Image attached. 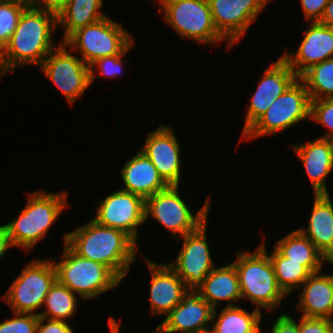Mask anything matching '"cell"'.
Wrapping results in <instances>:
<instances>
[{
    "label": "cell",
    "mask_w": 333,
    "mask_h": 333,
    "mask_svg": "<svg viewBox=\"0 0 333 333\" xmlns=\"http://www.w3.org/2000/svg\"><path fill=\"white\" fill-rule=\"evenodd\" d=\"M80 257L108 267L120 280L136 261V243L123 231L98 224L93 219L63 237Z\"/></svg>",
    "instance_id": "6da1fadb"
},
{
    "label": "cell",
    "mask_w": 333,
    "mask_h": 333,
    "mask_svg": "<svg viewBox=\"0 0 333 333\" xmlns=\"http://www.w3.org/2000/svg\"><path fill=\"white\" fill-rule=\"evenodd\" d=\"M58 28L57 13L47 9L27 7L3 49V59L10 72L16 67L40 65L57 46L52 33Z\"/></svg>",
    "instance_id": "7a4b0ae2"
},
{
    "label": "cell",
    "mask_w": 333,
    "mask_h": 333,
    "mask_svg": "<svg viewBox=\"0 0 333 333\" xmlns=\"http://www.w3.org/2000/svg\"><path fill=\"white\" fill-rule=\"evenodd\" d=\"M61 191H36L28 194V202L20 216L5 224L12 247L32 250L48 229L68 207L67 194Z\"/></svg>",
    "instance_id": "3957f363"
},
{
    "label": "cell",
    "mask_w": 333,
    "mask_h": 333,
    "mask_svg": "<svg viewBox=\"0 0 333 333\" xmlns=\"http://www.w3.org/2000/svg\"><path fill=\"white\" fill-rule=\"evenodd\" d=\"M235 265L242 299L246 298L256 309H276L287 296L279 287L274 269L262 242L254 252H239ZM260 307V308H259Z\"/></svg>",
    "instance_id": "277c9868"
},
{
    "label": "cell",
    "mask_w": 333,
    "mask_h": 333,
    "mask_svg": "<svg viewBox=\"0 0 333 333\" xmlns=\"http://www.w3.org/2000/svg\"><path fill=\"white\" fill-rule=\"evenodd\" d=\"M62 260L54 262L56 279L82 299H92L119 286L121 280L106 266L76 254L64 243Z\"/></svg>",
    "instance_id": "5b68a950"
},
{
    "label": "cell",
    "mask_w": 333,
    "mask_h": 333,
    "mask_svg": "<svg viewBox=\"0 0 333 333\" xmlns=\"http://www.w3.org/2000/svg\"><path fill=\"white\" fill-rule=\"evenodd\" d=\"M310 113L311 98L304 82L298 77L242 134L241 138L252 140L285 131L300 121L309 119Z\"/></svg>",
    "instance_id": "8992f818"
},
{
    "label": "cell",
    "mask_w": 333,
    "mask_h": 333,
    "mask_svg": "<svg viewBox=\"0 0 333 333\" xmlns=\"http://www.w3.org/2000/svg\"><path fill=\"white\" fill-rule=\"evenodd\" d=\"M210 198L207 197L204 205L193 215L187 204L180 198L179 185H169L166 189L145 199V221L152 217L181 239L208 221Z\"/></svg>",
    "instance_id": "52a82bcc"
},
{
    "label": "cell",
    "mask_w": 333,
    "mask_h": 333,
    "mask_svg": "<svg viewBox=\"0 0 333 333\" xmlns=\"http://www.w3.org/2000/svg\"><path fill=\"white\" fill-rule=\"evenodd\" d=\"M160 13L182 38L198 43L215 44L223 41L213 23L207 0H158ZM163 9V10H162Z\"/></svg>",
    "instance_id": "ba28073f"
},
{
    "label": "cell",
    "mask_w": 333,
    "mask_h": 333,
    "mask_svg": "<svg viewBox=\"0 0 333 333\" xmlns=\"http://www.w3.org/2000/svg\"><path fill=\"white\" fill-rule=\"evenodd\" d=\"M133 40L122 24L106 16L78 29L65 43L68 49H79L81 59L89 66L98 58L120 54Z\"/></svg>",
    "instance_id": "9c48e42d"
},
{
    "label": "cell",
    "mask_w": 333,
    "mask_h": 333,
    "mask_svg": "<svg viewBox=\"0 0 333 333\" xmlns=\"http://www.w3.org/2000/svg\"><path fill=\"white\" fill-rule=\"evenodd\" d=\"M56 280L53 261L32 260L11 284L2 298L13 313H31L44 305L46 295Z\"/></svg>",
    "instance_id": "30bf717a"
},
{
    "label": "cell",
    "mask_w": 333,
    "mask_h": 333,
    "mask_svg": "<svg viewBox=\"0 0 333 333\" xmlns=\"http://www.w3.org/2000/svg\"><path fill=\"white\" fill-rule=\"evenodd\" d=\"M67 47L65 42L60 41L43 60L41 70L57 86L67 102L73 105L91 85L90 71L89 66Z\"/></svg>",
    "instance_id": "8fae6325"
},
{
    "label": "cell",
    "mask_w": 333,
    "mask_h": 333,
    "mask_svg": "<svg viewBox=\"0 0 333 333\" xmlns=\"http://www.w3.org/2000/svg\"><path fill=\"white\" fill-rule=\"evenodd\" d=\"M93 218L98 224L126 233L135 243L138 227L145 223V199L118 189L99 201Z\"/></svg>",
    "instance_id": "7c38bea8"
},
{
    "label": "cell",
    "mask_w": 333,
    "mask_h": 333,
    "mask_svg": "<svg viewBox=\"0 0 333 333\" xmlns=\"http://www.w3.org/2000/svg\"><path fill=\"white\" fill-rule=\"evenodd\" d=\"M207 225L206 221L194 232L181 237L184 242L176 262L168 264L185 283L187 290H197L215 268L207 243Z\"/></svg>",
    "instance_id": "4fadbf2b"
},
{
    "label": "cell",
    "mask_w": 333,
    "mask_h": 333,
    "mask_svg": "<svg viewBox=\"0 0 333 333\" xmlns=\"http://www.w3.org/2000/svg\"><path fill=\"white\" fill-rule=\"evenodd\" d=\"M213 23L219 34L227 39L228 48L238 42L258 14L268 3L267 0H207Z\"/></svg>",
    "instance_id": "5bb4252c"
},
{
    "label": "cell",
    "mask_w": 333,
    "mask_h": 333,
    "mask_svg": "<svg viewBox=\"0 0 333 333\" xmlns=\"http://www.w3.org/2000/svg\"><path fill=\"white\" fill-rule=\"evenodd\" d=\"M214 308L197 290H187L176 305L151 333H210ZM209 328V329H208Z\"/></svg>",
    "instance_id": "9a60e30c"
},
{
    "label": "cell",
    "mask_w": 333,
    "mask_h": 333,
    "mask_svg": "<svg viewBox=\"0 0 333 333\" xmlns=\"http://www.w3.org/2000/svg\"><path fill=\"white\" fill-rule=\"evenodd\" d=\"M168 185H179L181 178L180 146L171 126L161 124L147 134L141 149Z\"/></svg>",
    "instance_id": "2e32d148"
},
{
    "label": "cell",
    "mask_w": 333,
    "mask_h": 333,
    "mask_svg": "<svg viewBox=\"0 0 333 333\" xmlns=\"http://www.w3.org/2000/svg\"><path fill=\"white\" fill-rule=\"evenodd\" d=\"M297 78L296 73L282 57L265 69L264 75L259 80L257 89L252 95L242 134L268 110L275 99L283 94Z\"/></svg>",
    "instance_id": "e0dca14e"
},
{
    "label": "cell",
    "mask_w": 333,
    "mask_h": 333,
    "mask_svg": "<svg viewBox=\"0 0 333 333\" xmlns=\"http://www.w3.org/2000/svg\"><path fill=\"white\" fill-rule=\"evenodd\" d=\"M297 52L284 51L281 56L300 77L311 66L333 58V27L311 22Z\"/></svg>",
    "instance_id": "ac0fdd59"
},
{
    "label": "cell",
    "mask_w": 333,
    "mask_h": 333,
    "mask_svg": "<svg viewBox=\"0 0 333 333\" xmlns=\"http://www.w3.org/2000/svg\"><path fill=\"white\" fill-rule=\"evenodd\" d=\"M145 260L151 271L150 311L154 316H166L181 302L182 295L187 291L185 283L167 263Z\"/></svg>",
    "instance_id": "d6986e66"
},
{
    "label": "cell",
    "mask_w": 333,
    "mask_h": 333,
    "mask_svg": "<svg viewBox=\"0 0 333 333\" xmlns=\"http://www.w3.org/2000/svg\"><path fill=\"white\" fill-rule=\"evenodd\" d=\"M293 149L305 167L314 195L329 194L325 181L333 171L331 140L318 137L305 144L294 145Z\"/></svg>",
    "instance_id": "ffe728a7"
},
{
    "label": "cell",
    "mask_w": 333,
    "mask_h": 333,
    "mask_svg": "<svg viewBox=\"0 0 333 333\" xmlns=\"http://www.w3.org/2000/svg\"><path fill=\"white\" fill-rule=\"evenodd\" d=\"M122 190L144 199L166 189L169 185L159 175L151 160L141 151L130 157L121 170Z\"/></svg>",
    "instance_id": "44dd1931"
},
{
    "label": "cell",
    "mask_w": 333,
    "mask_h": 333,
    "mask_svg": "<svg viewBox=\"0 0 333 333\" xmlns=\"http://www.w3.org/2000/svg\"><path fill=\"white\" fill-rule=\"evenodd\" d=\"M302 286L297 306L302 316L333 320V274L312 273Z\"/></svg>",
    "instance_id": "7402d4cb"
},
{
    "label": "cell",
    "mask_w": 333,
    "mask_h": 333,
    "mask_svg": "<svg viewBox=\"0 0 333 333\" xmlns=\"http://www.w3.org/2000/svg\"><path fill=\"white\" fill-rule=\"evenodd\" d=\"M314 197L308 228H299L298 230L329 261L333 259V203L329 194H318Z\"/></svg>",
    "instance_id": "603a6c76"
},
{
    "label": "cell",
    "mask_w": 333,
    "mask_h": 333,
    "mask_svg": "<svg viewBox=\"0 0 333 333\" xmlns=\"http://www.w3.org/2000/svg\"><path fill=\"white\" fill-rule=\"evenodd\" d=\"M197 291L214 309L219 301H229L227 306H235L233 302L242 299L235 265L214 268Z\"/></svg>",
    "instance_id": "cb8c5ba5"
},
{
    "label": "cell",
    "mask_w": 333,
    "mask_h": 333,
    "mask_svg": "<svg viewBox=\"0 0 333 333\" xmlns=\"http://www.w3.org/2000/svg\"><path fill=\"white\" fill-rule=\"evenodd\" d=\"M274 247L290 261L300 262L311 273L319 272L322 270L323 264L328 262L325 256L298 229L277 240Z\"/></svg>",
    "instance_id": "d4e9b609"
},
{
    "label": "cell",
    "mask_w": 333,
    "mask_h": 333,
    "mask_svg": "<svg viewBox=\"0 0 333 333\" xmlns=\"http://www.w3.org/2000/svg\"><path fill=\"white\" fill-rule=\"evenodd\" d=\"M103 0H68L57 13L58 27L65 29V42L78 29L106 17L100 8Z\"/></svg>",
    "instance_id": "484cf974"
},
{
    "label": "cell",
    "mask_w": 333,
    "mask_h": 333,
    "mask_svg": "<svg viewBox=\"0 0 333 333\" xmlns=\"http://www.w3.org/2000/svg\"><path fill=\"white\" fill-rule=\"evenodd\" d=\"M217 308L213 311L210 333H261V311L254 309L248 312L242 307L226 306L217 314ZM260 326V327H259Z\"/></svg>",
    "instance_id": "4316f807"
},
{
    "label": "cell",
    "mask_w": 333,
    "mask_h": 333,
    "mask_svg": "<svg viewBox=\"0 0 333 333\" xmlns=\"http://www.w3.org/2000/svg\"><path fill=\"white\" fill-rule=\"evenodd\" d=\"M76 293L61 284L57 279L51 285L44 305L46 310L37 313L38 316L52 320H62L67 322V319L72 317L77 311Z\"/></svg>",
    "instance_id": "83f0119b"
},
{
    "label": "cell",
    "mask_w": 333,
    "mask_h": 333,
    "mask_svg": "<svg viewBox=\"0 0 333 333\" xmlns=\"http://www.w3.org/2000/svg\"><path fill=\"white\" fill-rule=\"evenodd\" d=\"M268 255L276 275L277 283L286 295L297 288L299 289L312 274L300 262L290 261V259L284 257L276 248H274L272 254Z\"/></svg>",
    "instance_id": "f1b7e54d"
},
{
    "label": "cell",
    "mask_w": 333,
    "mask_h": 333,
    "mask_svg": "<svg viewBox=\"0 0 333 333\" xmlns=\"http://www.w3.org/2000/svg\"><path fill=\"white\" fill-rule=\"evenodd\" d=\"M312 100L333 98V58L311 66L300 77Z\"/></svg>",
    "instance_id": "f546056e"
},
{
    "label": "cell",
    "mask_w": 333,
    "mask_h": 333,
    "mask_svg": "<svg viewBox=\"0 0 333 333\" xmlns=\"http://www.w3.org/2000/svg\"><path fill=\"white\" fill-rule=\"evenodd\" d=\"M26 8V6L17 3L0 1V47L2 49L10 41L19 19Z\"/></svg>",
    "instance_id": "4dcf8cb0"
},
{
    "label": "cell",
    "mask_w": 333,
    "mask_h": 333,
    "mask_svg": "<svg viewBox=\"0 0 333 333\" xmlns=\"http://www.w3.org/2000/svg\"><path fill=\"white\" fill-rule=\"evenodd\" d=\"M134 40L118 55L113 56H105L102 58H98L97 60L93 61L89 65L90 71V84H92L95 80V69L100 72V75L109 78H116L119 77L123 67V60L122 57L128 53V51L132 48ZM94 65L97 66L94 68ZM99 68V69H98Z\"/></svg>",
    "instance_id": "1f68e13d"
},
{
    "label": "cell",
    "mask_w": 333,
    "mask_h": 333,
    "mask_svg": "<svg viewBox=\"0 0 333 333\" xmlns=\"http://www.w3.org/2000/svg\"><path fill=\"white\" fill-rule=\"evenodd\" d=\"M310 119L327 128L321 138L333 140V98L312 100Z\"/></svg>",
    "instance_id": "d6a6232c"
},
{
    "label": "cell",
    "mask_w": 333,
    "mask_h": 333,
    "mask_svg": "<svg viewBox=\"0 0 333 333\" xmlns=\"http://www.w3.org/2000/svg\"><path fill=\"white\" fill-rule=\"evenodd\" d=\"M38 314L14 313V318L0 322V333H37Z\"/></svg>",
    "instance_id": "836d02e7"
},
{
    "label": "cell",
    "mask_w": 333,
    "mask_h": 333,
    "mask_svg": "<svg viewBox=\"0 0 333 333\" xmlns=\"http://www.w3.org/2000/svg\"><path fill=\"white\" fill-rule=\"evenodd\" d=\"M298 329L300 333H333V320L325 318H299Z\"/></svg>",
    "instance_id": "e575fe53"
},
{
    "label": "cell",
    "mask_w": 333,
    "mask_h": 333,
    "mask_svg": "<svg viewBox=\"0 0 333 333\" xmlns=\"http://www.w3.org/2000/svg\"><path fill=\"white\" fill-rule=\"evenodd\" d=\"M45 321L47 323H44ZM37 333H74V331L66 321L38 316Z\"/></svg>",
    "instance_id": "d590c367"
},
{
    "label": "cell",
    "mask_w": 333,
    "mask_h": 333,
    "mask_svg": "<svg viewBox=\"0 0 333 333\" xmlns=\"http://www.w3.org/2000/svg\"><path fill=\"white\" fill-rule=\"evenodd\" d=\"M300 2L305 19L316 22L321 19L328 0H300Z\"/></svg>",
    "instance_id": "8d00e7d4"
},
{
    "label": "cell",
    "mask_w": 333,
    "mask_h": 333,
    "mask_svg": "<svg viewBox=\"0 0 333 333\" xmlns=\"http://www.w3.org/2000/svg\"><path fill=\"white\" fill-rule=\"evenodd\" d=\"M296 321L288 314H280L272 326V333H300Z\"/></svg>",
    "instance_id": "74e56055"
},
{
    "label": "cell",
    "mask_w": 333,
    "mask_h": 333,
    "mask_svg": "<svg viewBox=\"0 0 333 333\" xmlns=\"http://www.w3.org/2000/svg\"><path fill=\"white\" fill-rule=\"evenodd\" d=\"M68 0H33V7L47 9L58 13Z\"/></svg>",
    "instance_id": "f35d334b"
},
{
    "label": "cell",
    "mask_w": 333,
    "mask_h": 333,
    "mask_svg": "<svg viewBox=\"0 0 333 333\" xmlns=\"http://www.w3.org/2000/svg\"><path fill=\"white\" fill-rule=\"evenodd\" d=\"M12 247L7 229L5 225H0V259L7 253L8 249Z\"/></svg>",
    "instance_id": "ab89813d"
},
{
    "label": "cell",
    "mask_w": 333,
    "mask_h": 333,
    "mask_svg": "<svg viewBox=\"0 0 333 333\" xmlns=\"http://www.w3.org/2000/svg\"><path fill=\"white\" fill-rule=\"evenodd\" d=\"M318 22L333 27V0H328L324 13Z\"/></svg>",
    "instance_id": "60d3db41"
},
{
    "label": "cell",
    "mask_w": 333,
    "mask_h": 333,
    "mask_svg": "<svg viewBox=\"0 0 333 333\" xmlns=\"http://www.w3.org/2000/svg\"><path fill=\"white\" fill-rule=\"evenodd\" d=\"M108 325L110 327V332L111 333H121L119 330H120V323L114 319V317H110L109 320H108Z\"/></svg>",
    "instance_id": "b9f144b4"
},
{
    "label": "cell",
    "mask_w": 333,
    "mask_h": 333,
    "mask_svg": "<svg viewBox=\"0 0 333 333\" xmlns=\"http://www.w3.org/2000/svg\"><path fill=\"white\" fill-rule=\"evenodd\" d=\"M7 73H9V71L7 70L5 63H4L3 49L0 47V77L4 76V74L6 75Z\"/></svg>",
    "instance_id": "7bdbcfd3"
},
{
    "label": "cell",
    "mask_w": 333,
    "mask_h": 333,
    "mask_svg": "<svg viewBox=\"0 0 333 333\" xmlns=\"http://www.w3.org/2000/svg\"><path fill=\"white\" fill-rule=\"evenodd\" d=\"M0 1L17 3L26 7H32L33 4V0H0Z\"/></svg>",
    "instance_id": "ee69618b"
},
{
    "label": "cell",
    "mask_w": 333,
    "mask_h": 333,
    "mask_svg": "<svg viewBox=\"0 0 333 333\" xmlns=\"http://www.w3.org/2000/svg\"><path fill=\"white\" fill-rule=\"evenodd\" d=\"M328 263H330L333 266V259L329 260Z\"/></svg>",
    "instance_id": "f6af8a7d"
}]
</instances>
